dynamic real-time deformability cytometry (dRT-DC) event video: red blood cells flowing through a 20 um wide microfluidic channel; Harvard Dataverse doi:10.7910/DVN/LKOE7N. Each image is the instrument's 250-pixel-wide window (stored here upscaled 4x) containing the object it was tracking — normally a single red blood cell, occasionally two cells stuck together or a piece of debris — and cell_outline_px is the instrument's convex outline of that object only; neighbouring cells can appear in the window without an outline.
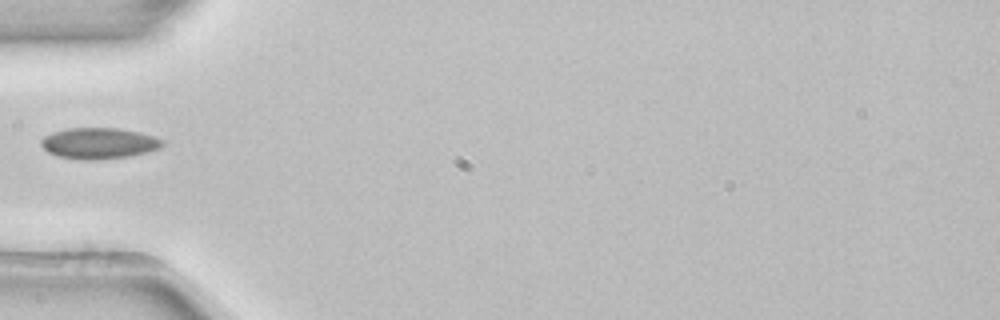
{"species": "common noctule bat (a hibernating species)", "species_latin": "Nyctalus noctula", "temperature_condition": "room temperature", "stored_images_in_passage": 15, "camera_frame_rate_fps": 3000, "um_per_image_px": 0.085, "animal": {"sex": "female", "body_mass_g": 22.7, "forearm_length_mm": 54.2}, "frame": {"image": 1, "passage_image": 1, "time_ms": 0.0, "image_size_px": [1000, 320], "cell_outline_px": [[164, 144], [160, 148], [128, 156], [92, 160], [84, 160], [56, 156], [48, 152], [40, 144], [40, 140], [44, 136], [52, 132], [68, 128], [116, 128], [140, 132], [164, 140]], "centroid_in_image_um": [8.37, 12.17], "position_along_channel_um": 76.6, "area_um2": 21.85}}